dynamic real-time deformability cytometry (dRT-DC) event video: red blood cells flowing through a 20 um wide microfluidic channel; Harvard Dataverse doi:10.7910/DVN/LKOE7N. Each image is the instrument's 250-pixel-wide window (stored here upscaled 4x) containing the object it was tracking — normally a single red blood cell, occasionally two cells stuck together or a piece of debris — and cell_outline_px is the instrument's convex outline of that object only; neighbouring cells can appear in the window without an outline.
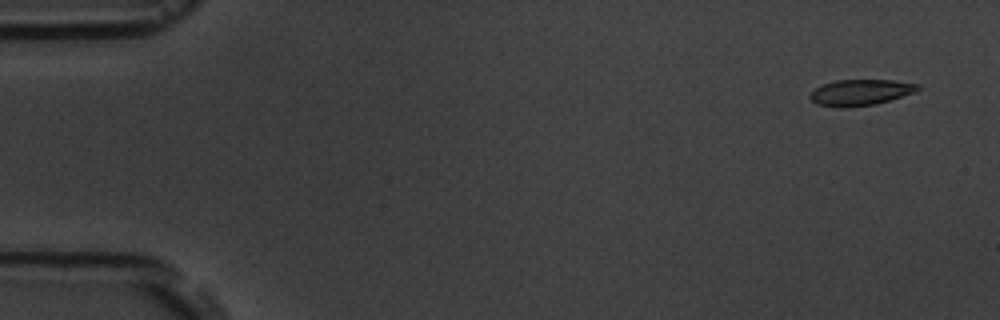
{"species": "common noctule bat (a hibernating species)", "species_latin": "Nyctalus noctula", "temperature_condition": "room temperature", "stored_images_in_passage": 6, "segment_of_instrument_passage": [1, 2], "camera_frame_rate_fps": 3000, "um_per_image_px": 0.085, "animal": {"sex": "male", "body_mass_g": 19.5, "forearm_length_mm": 54.6}, "frame": {"image": 1, "passage_image": 1, "time_ms": 0.0, "image_size_px": [1000, 320], "cell_outline_px": [[920, 88], [916, 92], [876, 104], [844, 108], [840, 108], [816, 104], [808, 96], [816, 88], [824, 84], [836, 80], [892, 80], [920, 84]], "centroid_in_image_um": [73.15, 7.86], "position_along_channel_um": 11.8, "area_um2": 16.36}}
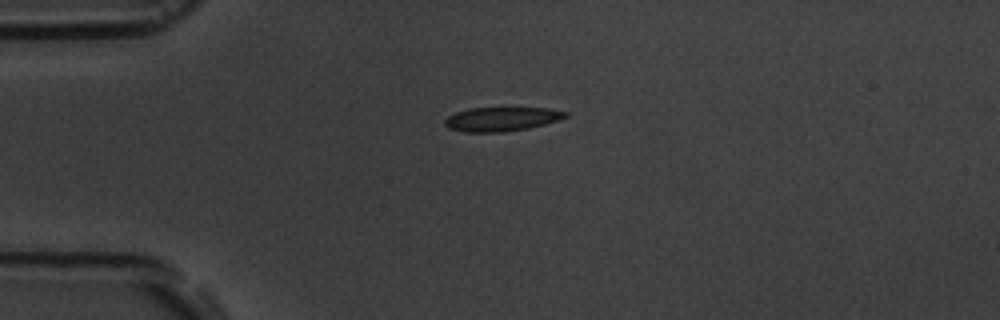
{"frame": {"image": 2, "passage_image": 4, "time_ms": 3.667, "image_size_px": [1000, 320], "cell_outline_px": [[568, 116], [544, 124], [528, 128], [504, 132], [464, 132], [448, 128], [444, 124], [444, 120], [448, 116], [456, 112], [468, 108], [548, 108], [568, 112]], "centroid_in_image_um": [42.6, 10.12], "position_along_channel_um": 42.4, "area_um2": 16.88}}